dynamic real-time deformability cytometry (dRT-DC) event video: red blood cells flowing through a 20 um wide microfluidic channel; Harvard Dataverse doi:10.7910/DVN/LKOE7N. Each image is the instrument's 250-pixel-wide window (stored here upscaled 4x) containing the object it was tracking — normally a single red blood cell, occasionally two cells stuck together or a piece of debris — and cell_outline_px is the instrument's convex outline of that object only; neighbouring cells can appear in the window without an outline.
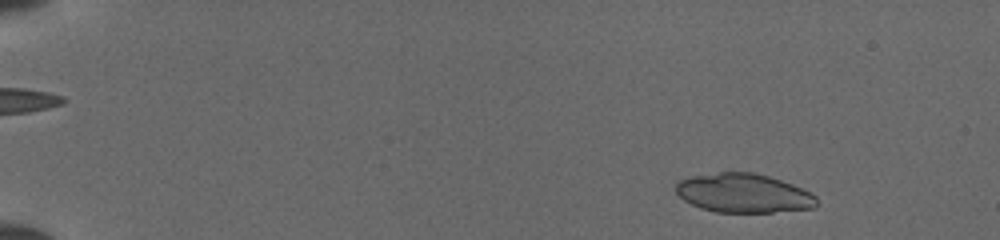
{"species": "common noctule bat (a hibernating species)", "species_latin": "Nyctalus noctula", "temperature_condition": "cold", "stored_images_in_passage": 47, "camera_frame_rate_fps": 3000, "um_per_image_px": 0.085, "animal": {"sex": "female", "body_mass_g": 19.5, "forearm_length_mm": 54.1}, "frame": {"image": 1, "passage_image": 4, "time_ms": 1.0, "image_size_px": [1000, 240], "cell_outline_px": [[816, 208], [772, 212], [716, 212], [700, 208], [684, 200], [676, 192], [676, 184], [680, 180], [692, 176], [720, 172], [752, 172], [768, 176], [792, 184], [816, 196]], "centroid_in_image_um": [63.19, 16.42], "position_along_channel_um": 21.8, "area_um2": 31.79}}